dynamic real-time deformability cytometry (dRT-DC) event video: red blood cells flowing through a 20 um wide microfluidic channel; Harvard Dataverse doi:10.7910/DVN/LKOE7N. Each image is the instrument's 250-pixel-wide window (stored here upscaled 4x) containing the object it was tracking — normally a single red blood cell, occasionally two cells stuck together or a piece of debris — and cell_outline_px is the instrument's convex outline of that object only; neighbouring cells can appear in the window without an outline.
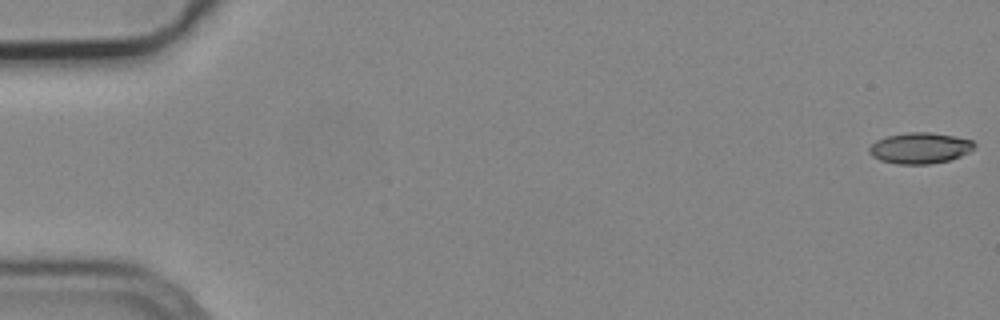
{"species": "common noctule bat (a hibernating species)", "species_latin": "Nyctalus noctula", "temperature_condition": "cold", "stored_images_in_passage": 55, "camera_frame_rate_fps": 3000, "um_per_image_px": 0.085, "animal": {"sex": "male", "body_mass_g": 19.2, "forearm_length_mm": 51.8}, "frame": {"image": 1, "passage_image": 1, "time_ms": 0.0, "image_size_px": [1000, 320], "cell_outline_px": [[976, 144], [968, 152], [960, 156], [948, 160], [928, 164], [896, 164], [880, 160], [872, 156], [868, 152], [868, 148], [876, 140], [888, 136], [908, 132], [928, 132], [956, 136], [972, 140]], "centroid_in_image_um": [78.17, 12.58], "position_along_channel_um": 6.8, "area_um2": 18.9}}
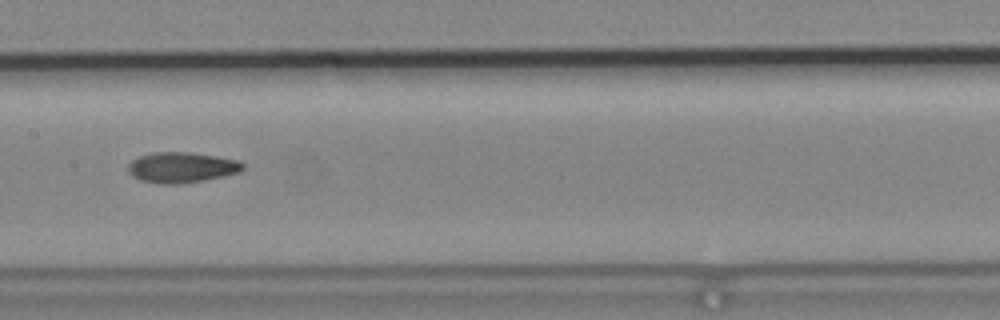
{"frame": {"image": 2, "passage_image": 28, "time_ms": 9.0, "image_size_px": [1000, 320], "cell_outline_px": [[244, 168], [240, 172], [204, 180], [180, 184], [156, 184], [140, 180], [132, 176], [128, 172], [128, 164], [132, 160], [140, 156], [152, 152], [188, 152], [236, 160], [244, 164]], "centroid_in_image_um": [15.39, 14.24], "position_along_channel_um": 192.0, "area_um2": 20.35}}
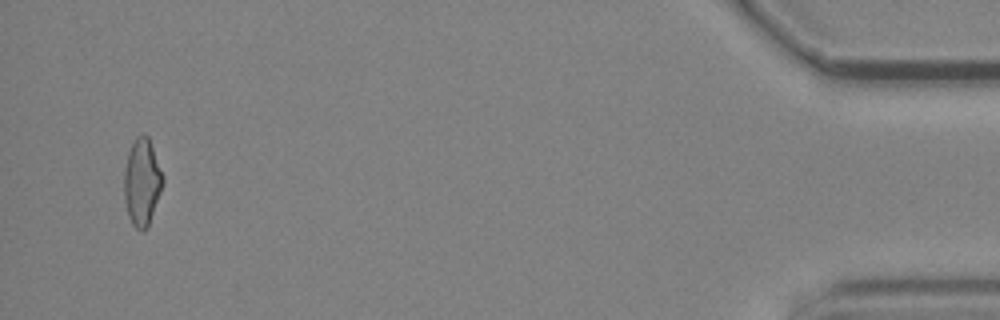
{"frame": {"image": 3, "passage_image": 53, "time_ms": 17.333, "image_size_px": [1000, 320], "cell_outline_px": [[164, 180], [148, 228], [144, 232], [140, 232], [132, 224], [128, 216], [124, 200], [124, 172], [128, 152], [136, 136], [148, 136], [164, 176]], "centroid_in_image_um": [12.06, 15.53], "position_along_channel_um": 423.1, "area_um2": 19.65}, "authors_computed_cell_mechanics": {"area_um2": 19.5364, "velocity_mm_per_s": 3.7849, "shape_relaxation_time_tau1_ms": 7.9626, "shape_relaxation_time_tau2_ms": 3.7996, "deformation_change_tau1": 0.2126, "deformation_change_tau2": 0.1073}}